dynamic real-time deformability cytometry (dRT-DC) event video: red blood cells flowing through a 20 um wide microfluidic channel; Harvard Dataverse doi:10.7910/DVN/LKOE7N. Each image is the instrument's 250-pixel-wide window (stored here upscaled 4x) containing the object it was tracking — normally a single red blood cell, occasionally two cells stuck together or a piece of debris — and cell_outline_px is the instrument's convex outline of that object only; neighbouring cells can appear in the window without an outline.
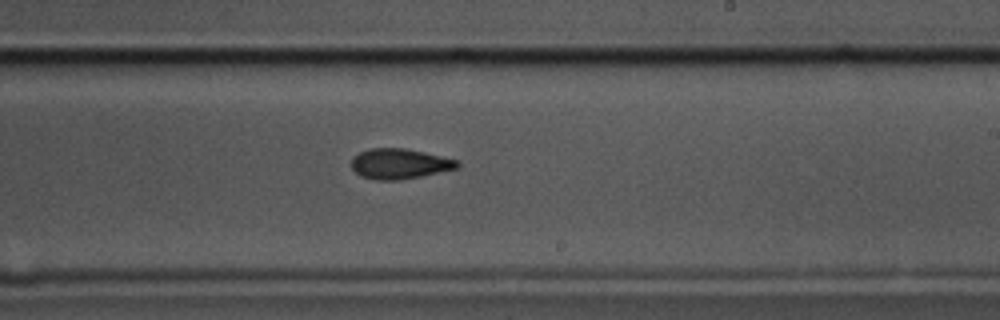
{"species": "common noctule bat (a hibernating species)", "species_latin": "Nyctalus noctula", "temperature_condition": "cold", "stored_images_in_passage": 58, "camera_frame_rate_fps": 3000, "um_per_image_px": 0.085, "animal": {"sex": "male", "body_mass_g": 17.5, "forearm_length_mm": 52.3}, "frame": {"image": 1, "passage_image": 34, "time_ms": 11.0, "image_size_px": [1000, 320], "cell_outline_px": [[460, 168], [400, 180], [376, 180], [360, 176], [352, 168], [352, 156], [360, 152], [372, 148], [404, 148], [424, 152], [456, 160], [460, 164]], "centroid_in_image_um": [33.95, 13.92], "position_along_channel_um": 255.1, "area_um2": 18.61}, "authors_computed_cell_mechanics": {"area_um2": 19.0451, "velocity_mm_per_s": 3.4917, "shape_relaxation_time_tau1_ms": 2.9899, "shape_relaxation_time_tau2_ms": 4.2883, "deformation_change_tau1": 0.1274, "deformation_change_tau2": 0.1178}}